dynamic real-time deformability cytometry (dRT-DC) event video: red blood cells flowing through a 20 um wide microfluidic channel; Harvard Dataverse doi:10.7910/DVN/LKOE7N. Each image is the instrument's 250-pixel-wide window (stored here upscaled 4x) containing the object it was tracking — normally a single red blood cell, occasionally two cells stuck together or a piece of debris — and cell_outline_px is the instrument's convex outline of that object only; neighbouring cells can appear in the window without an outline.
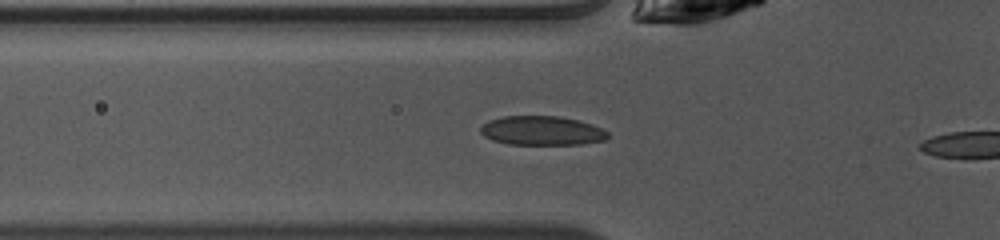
{"species": "common noctule bat (a hibernating species)", "species_latin": "Nyctalus noctula", "temperature_condition": "warm", "stored_images_in_passage": 17, "camera_frame_rate_fps": 3000, "um_per_image_px": 0.085, "animal": {"sex": "female", "body_mass_g": 10.0, "forearm_length_mm": 53.1}, "frame": {"image": 1, "passage_image": 15, "time_ms": 4.667, "image_size_px": [1000, 240], "cell_outline_px": [[608, 136], [604, 140], [580, 144], [508, 144], [492, 140], [484, 136], [480, 132], [480, 128], [488, 120], [504, 116], [556, 116], [576, 120], [600, 128], [608, 132]], "centroid_in_image_um": [46.0, 11.11], "position_along_channel_um": 79.8, "area_um2": 21.33}}